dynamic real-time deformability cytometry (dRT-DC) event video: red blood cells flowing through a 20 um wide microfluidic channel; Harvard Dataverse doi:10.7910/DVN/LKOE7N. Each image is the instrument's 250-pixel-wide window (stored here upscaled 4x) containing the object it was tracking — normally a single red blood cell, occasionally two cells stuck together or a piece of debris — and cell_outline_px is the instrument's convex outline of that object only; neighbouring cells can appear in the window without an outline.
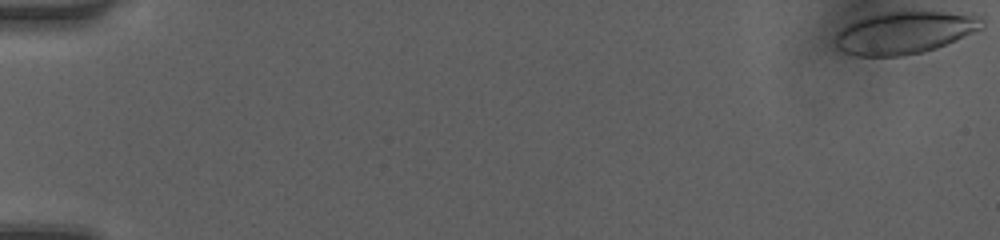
{"species": "human", "species_latin": "Homo sapiens", "temperature_condition": "room temperature", "stored_images_in_passage": 49, "camera_frame_rate_fps": 3000, "um_per_image_px": 0.085, "donor": {"sex": "female"}, "frame": {"image": 1, "passage_image": 1, "time_ms": 0.0, "image_size_px": [1000, 240], "cell_outline_px": [[984, 28], [936, 48], [924, 52], [904, 56], [856, 56], [844, 52], [836, 48], [832, 40], [836, 32], [848, 24], [868, 16], [880, 12], [972, 12], [980, 16], [984, 20]], "centroid_in_image_um": [76.91, 2.77], "position_along_channel_um": 8.1, "area_um2": 36.7}}
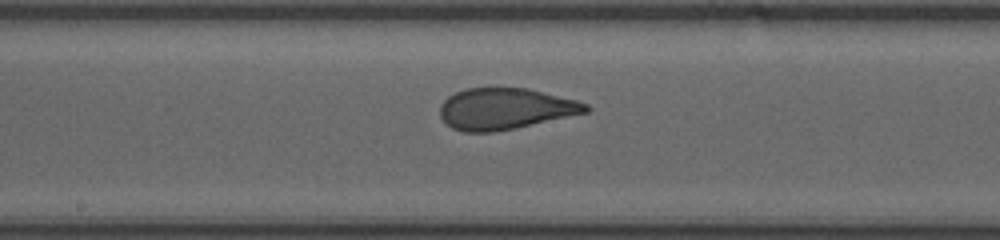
{"frame": {"image": 2, "passage_image": 28, "time_ms": 9.0, "image_size_px": [1000, 240], "cell_outline_px": [[592, 108], [588, 112], [516, 128], [492, 132], [464, 132], [452, 128], [440, 116], [440, 104], [448, 96], [456, 92], [468, 88], [528, 88], [576, 100], [588, 104]], "centroid_in_image_um": [42.95, 9.25], "position_along_channel_um": 205.3, "area_um2": 35.03}}
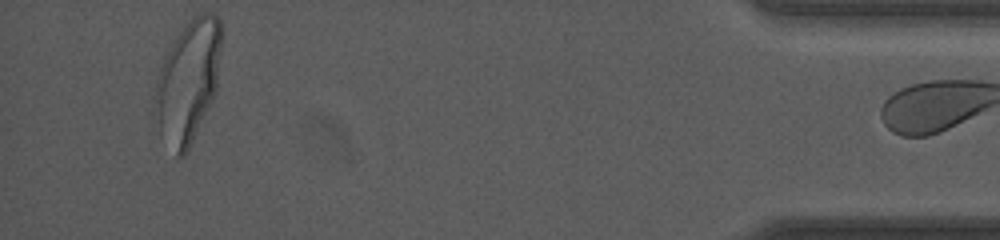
{"frame": {"image": 3, "passage_image": 48, "time_ms": 15.667, "image_size_px": [1000, 240], "cell_outline_px": [[224, 28], [216, 92], [184, 156], [176, 156], [160, 132], [152, 108], [152, 104], [156, 84], [160, 68], [164, 56], [176, 36], [188, 20], [196, 12], [212, 12], [220, 20]], "centroid_in_image_um": [16.0, 6.82], "position_along_channel_um": 419.2, "area_um2": 47.69}}